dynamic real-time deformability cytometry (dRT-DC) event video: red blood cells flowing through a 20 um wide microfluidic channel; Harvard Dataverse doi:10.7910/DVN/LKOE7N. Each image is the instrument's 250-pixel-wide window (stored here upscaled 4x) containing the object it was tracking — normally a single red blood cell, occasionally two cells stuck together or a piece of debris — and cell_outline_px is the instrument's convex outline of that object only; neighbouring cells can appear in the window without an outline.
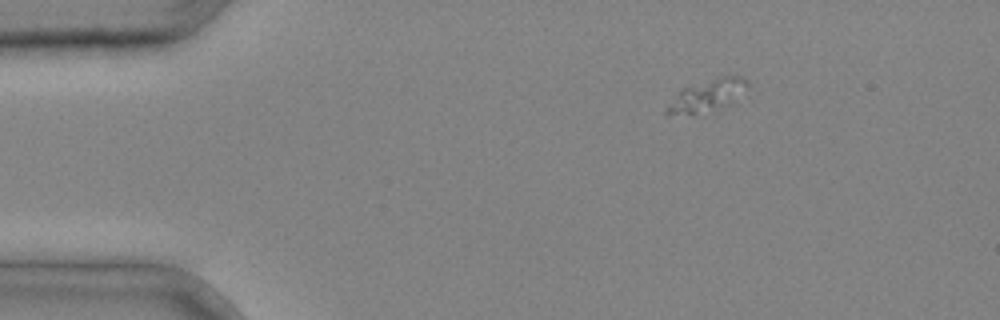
{"species": "common noctule bat (a hibernating species)", "species_latin": "Nyctalus noctula", "temperature_condition": "cold", "stored_images_in_passage": 5, "camera_frame_rate_fps": 3000, "um_per_image_px": 0.085, "animal": {"sex": "male", "body_mass_g": 20.4}, "frame": {"image": 1, "passage_image": 5, "time_ms": 1.333, "image_size_px": [1000, 320], "cell_outline_px": [[748, 88], [732, 104], [716, 116], [664, 116], [664, 108], [684, 88], [724, 76], [744, 76], [748, 80]], "centroid_in_image_um": [60.13, 8.27], "position_along_channel_um": 24.9, "area_um2": 16.3}}